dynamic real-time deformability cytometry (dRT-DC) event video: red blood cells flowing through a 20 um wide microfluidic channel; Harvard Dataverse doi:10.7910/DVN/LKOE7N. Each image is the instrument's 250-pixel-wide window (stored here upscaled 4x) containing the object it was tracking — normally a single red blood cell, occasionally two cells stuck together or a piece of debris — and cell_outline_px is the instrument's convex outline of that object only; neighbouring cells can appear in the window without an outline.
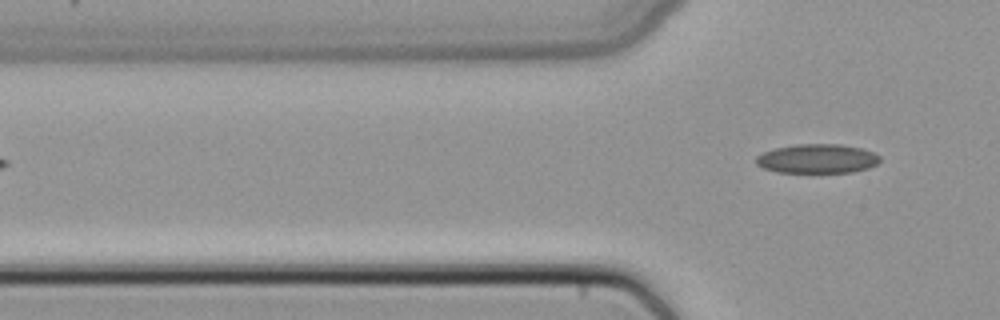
{"species": "common noctule bat (a hibernating species)", "species_latin": "Nyctalus noctula", "temperature_condition": "cold", "stored_images_in_passage": 6, "segment_of_instrument_passage": [2, 2], "camera_frame_rate_fps": 3000, "um_per_image_px": 0.085, "animal": {"sex": "female", "body_mass_g": 22.7, "forearm_length_mm": 54.2}, "frame": {"image": 1, "passage_image": 6, "time_ms": 1.667, "image_size_px": [1000, 320], "cell_outline_px": [[880, 160], [876, 164], [868, 168], [852, 172], [776, 172], [764, 168], [756, 164], [756, 156], [764, 152], [776, 148], [796, 144], [840, 144], [860, 148], [872, 152], [880, 156]], "centroid_in_image_um": [69.46, 13.49], "position_along_channel_um": 56.3, "area_um2": 20.92}}